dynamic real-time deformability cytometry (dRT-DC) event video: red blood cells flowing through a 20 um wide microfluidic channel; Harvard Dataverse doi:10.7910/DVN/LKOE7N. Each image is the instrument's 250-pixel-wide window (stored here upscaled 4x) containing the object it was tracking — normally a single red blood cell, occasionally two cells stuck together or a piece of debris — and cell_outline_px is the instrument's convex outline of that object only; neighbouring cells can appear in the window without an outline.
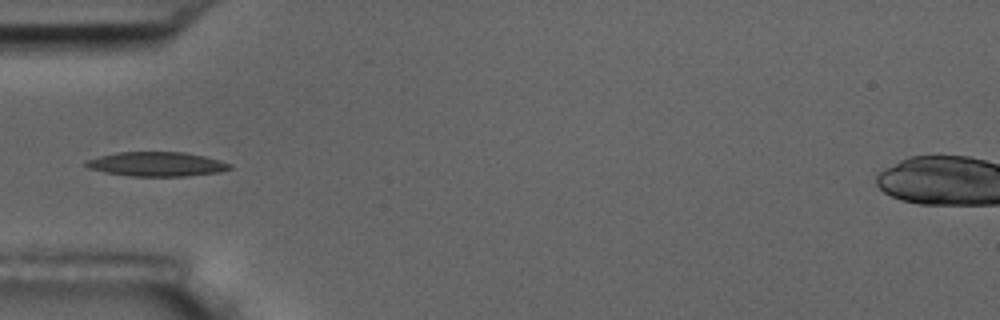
{"species": "common noctule bat (a hibernating species)", "species_latin": "Nyctalus noctula", "temperature_condition": "room temperature", "stored_images_in_passage": 5, "camera_frame_rate_fps": 3000, "um_per_image_px": 0.085, "animal": {"sex": "male", "body_mass_g": 17.5, "forearm_length_mm": 52.3}, "frame": {"image": 1, "passage_image": 5, "time_ms": 5.667, "image_size_px": [1000, 320], "cell_outline_px": [[232, 168], [220, 172], [188, 176], [132, 176], [104, 172], [88, 168], [84, 164], [84, 160], [116, 152], [184, 152], [204, 156], [220, 160], [232, 164]], "centroid_in_image_um": [13.32, 13.95], "position_along_channel_um": 71.7, "area_um2": 20.52}}